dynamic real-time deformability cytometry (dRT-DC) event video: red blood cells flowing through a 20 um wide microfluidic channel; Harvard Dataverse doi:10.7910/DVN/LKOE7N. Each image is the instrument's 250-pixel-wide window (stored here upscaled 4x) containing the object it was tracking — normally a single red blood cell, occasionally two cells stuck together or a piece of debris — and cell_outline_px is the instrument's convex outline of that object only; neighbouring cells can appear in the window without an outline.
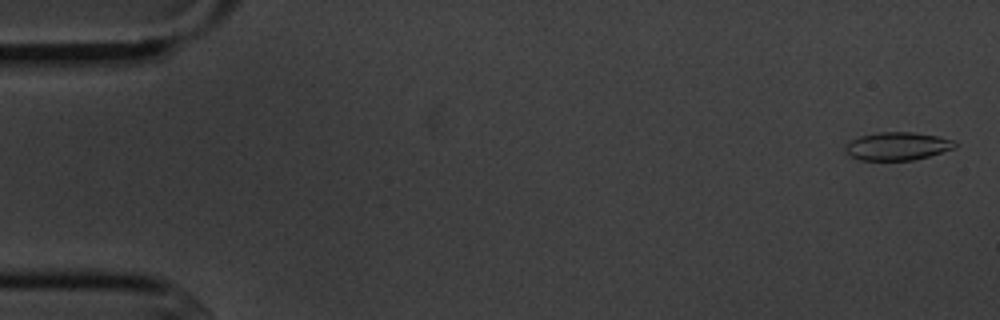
{"species": "common noctule bat (a hibernating species)", "species_latin": "Nyctalus noctula", "temperature_condition": "cold", "stored_images_in_passage": 5, "camera_frame_rate_fps": 3000, "um_per_image_px": 0.085, "animal": {"sex": "male", "body_mass_g": 20.1, "forearm_length_mm": 53.5}, "frame": {"image": 1, "passage_image": 1, "time_ms": 0.0, "image_size_px": [1000, 320], "cell_outline_px": [[956, 148], [928, 156], [912, 160], [860, 160], [844, 152], [844, 144], [848, 140], [860, 136], [880, 132], [916, 132], [936, 136], [952, 140], [956, 144]], "centroid_in_image_um": [76.22, 12.42], "position_along_channel_um": 8.8, "area_um2": 17.98}}